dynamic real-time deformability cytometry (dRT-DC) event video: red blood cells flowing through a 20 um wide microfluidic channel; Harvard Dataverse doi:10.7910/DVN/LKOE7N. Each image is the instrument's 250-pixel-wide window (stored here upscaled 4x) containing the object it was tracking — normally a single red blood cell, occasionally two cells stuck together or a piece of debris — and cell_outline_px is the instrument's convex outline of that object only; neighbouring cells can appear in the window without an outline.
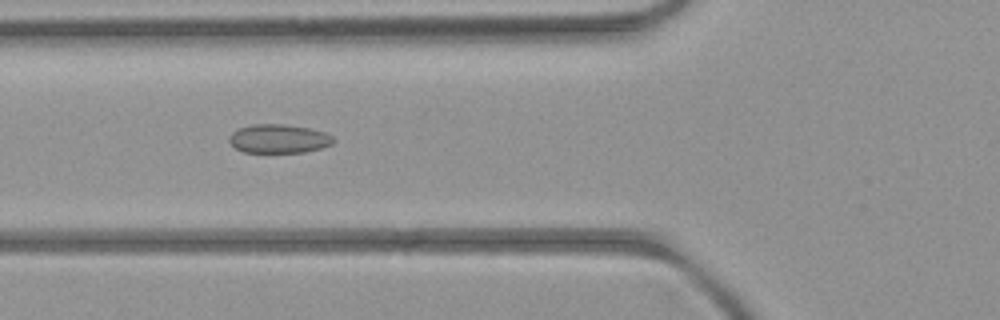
{"species": "common noctule bat (a hibernating species)", "species_latin": "Nyctalus noctula", "temperature_condition": "room temperature", "stored_images_in_passage": 5, "camera_frame_rate_fps": 3000, "um_per_image_px": 0.085, "animal": {"sex": "female", "body_mass_g": 21.9}, "frame": {"image": 1, "passage_image": 3, "time_ms": 2.333, "image_size_px": [1000, 320], "cell_outline_px": [[336, 140], [332, 144], [320, 148], [304, 152], [244, 152], [236, 148], [228, 140], [228, 136], [232, 132], [240, 128], [252, 124], [280, 124], [308, 128], [324, 132], [332, 136]], "centroid_in_image_um": [23.68, 11.79], "position_along_channel_um": 102.1, "area_um2": 17.34}}
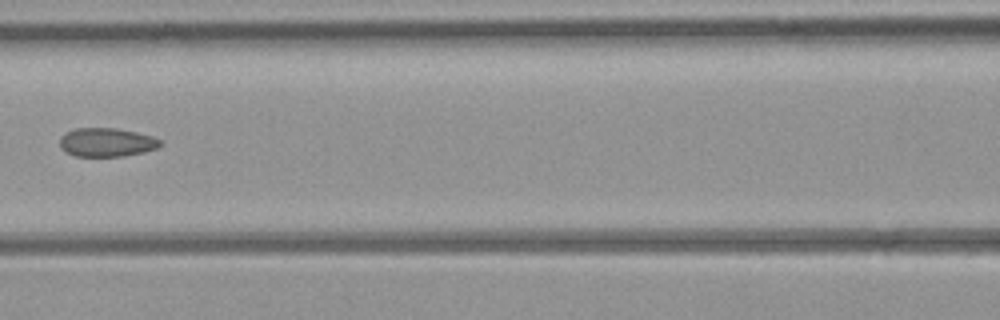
{"frame": {"image": 2, "passage_image": 4, "time_ms": 3.667, "image_size_px": [1000, 320], "cell_outline_px": [[164, 144], [156, 148], [144, 152], [124, 156], [76, 156], [64, 152], [60, 148], [60, 136], [64, 132], [76, 128], [116, 128], [136, 132], [152, 136], [160, 140]], "centroid_in_image_um": [9.04, 12.09], "position_along_channel_um": 157.6, "area_um2": 16.99}}
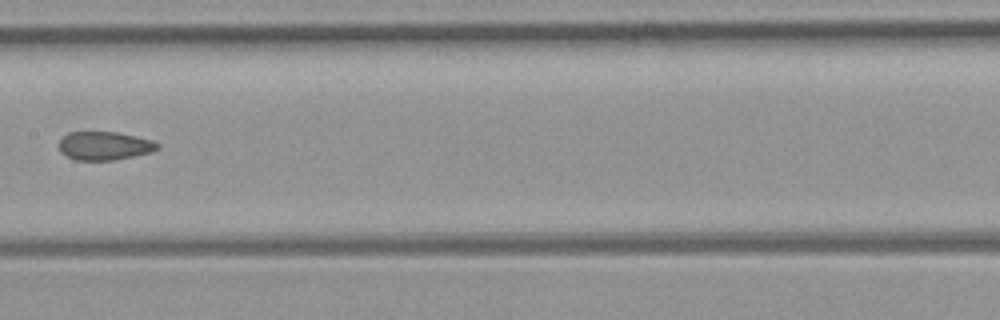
{"frame": {"image": 3, "passage_image": 5, "time_ms": 4.667, "image_size_px": [1000, 320], "cell_outline_px": [[160, 148], [152, 152], [112, 160], [76, 160], [60, 152], [60, 140], [68, 132], [116, 132], [152, 140], [160, 144]], "centroid_in_image_um": [8.9, 12.39], "position_along_channel_um": 198.5, "area_um2": 16.18}}